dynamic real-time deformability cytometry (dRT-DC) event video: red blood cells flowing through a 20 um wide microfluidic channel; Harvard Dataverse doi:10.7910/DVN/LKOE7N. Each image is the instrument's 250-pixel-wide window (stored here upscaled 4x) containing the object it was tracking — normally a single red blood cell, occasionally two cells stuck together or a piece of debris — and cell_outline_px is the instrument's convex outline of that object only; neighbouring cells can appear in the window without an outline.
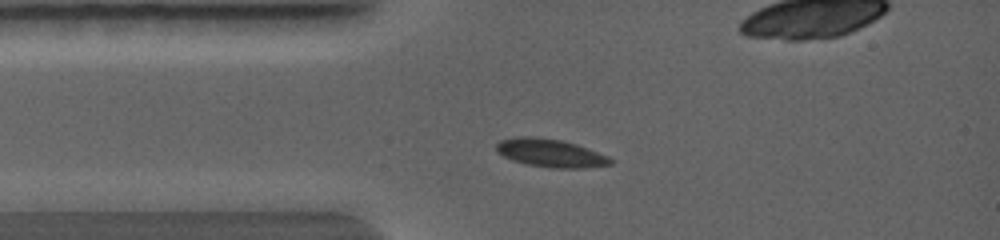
{"species": "common noctule bat (a hibernating species)", "species_latin": "Nyctalus noctula", "temperature_condition": "warm", "stored_images_in_passage": 18, "camera_frame_rate_fps": 5000, "um_per_image_px": 0.085, "animal": {"sex": "female", "body_mass_g": 19.0, "forearm_length_mm": 56.7}, "frame": {"image": 1, "passage_image": 1, "time_ms": 0.0, "image_size_px": [1000, 240], "cell_outline_px": [[612, 164], [584, 168], [548, 168], [524, 164], [512, 160], [496, 152], [496, 144], [504, 140], [552, 140], [568, 144], [604, 156], [612, 160]], "centroid_in_image_um": [46.75, 13.12], "position_along_channel_um": 38.2, "area_um2": 16.82}}
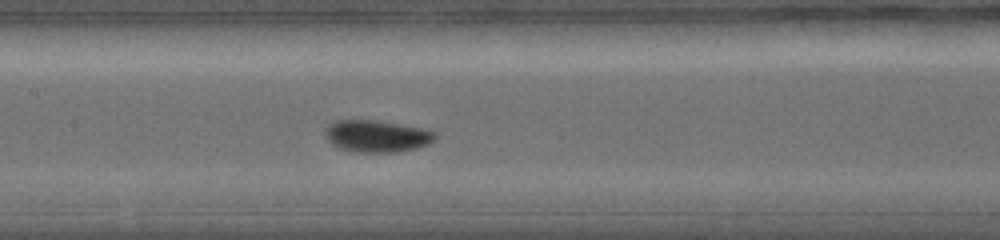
{"frame": {"image": 2, "passage_image": 7, "time_ms": 2.6, "image_size_px": [1000, 240], "cell_outline_px": [[432, 140], [428, 144], [416, 148], [400, 152], [348, 152], [332, 144], [328, 136], [328, 128], [332, 124], [340, 120], [368, 120], [396, 124], [416, 128], [432, 132]], "centroid_in_image_um": [31.99, 11.61], "position_along_channel_um": 175.4, "area_um2": 19.48}}
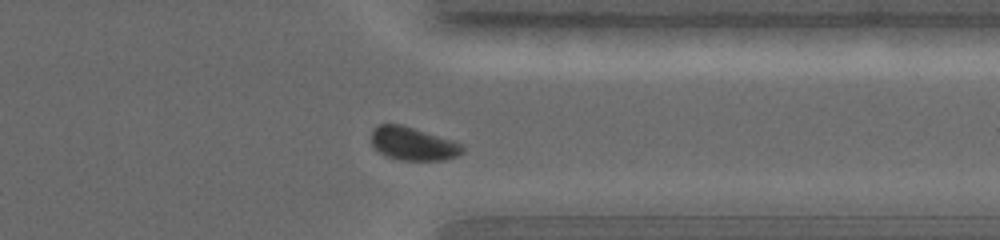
{"frame": {"image": 3, "passage_image": 15, "time_ms": 6.2, "image_size_px": [1000, 240], "cell_outline_px": [[464, 148], [456, 156], [440, 160], [404, 160], [388, 156], [380, 152], [376, 148], [372, 140], [372, 132], [380, 124], [396, 124], [456, 144]], "centroid_in_image_um": [35.01, 12.25], "position_along_channel_um": 376.4, "area_um2": 16.07}}